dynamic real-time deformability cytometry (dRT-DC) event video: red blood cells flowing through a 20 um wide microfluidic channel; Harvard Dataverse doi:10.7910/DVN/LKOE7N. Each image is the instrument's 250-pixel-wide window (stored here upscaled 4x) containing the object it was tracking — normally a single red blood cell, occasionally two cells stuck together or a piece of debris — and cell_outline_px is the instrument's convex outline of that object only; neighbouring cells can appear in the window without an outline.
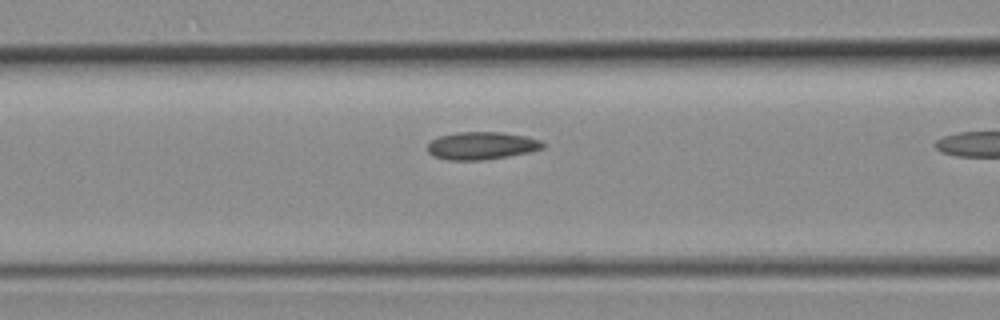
{"species": "common noctule bat (a hibernating species)", "species_latin": "Nyctalus noctula", "temperature_condition": "room temperature", "stored_images_in_passage": 6, "camera_frame_rate_fps": 3000, "um_per_image_px": 0.085, "animal": {"sex": "female", "body_mass_g": 19.3, "forearm_length_mm": 54.1}, "frame": {"image": 1, "passage_image": 5, "time_ms": 1.333, "image_size_px": [1000, 320], "cell_outline_px": [[544, 148], [528, 152], [508, 156], [484, 160], [448, 160], [432, 156], [428, 152], [428, 144], [432, 140], [440, 136], [460, 132], [500, 132], [524, 136], [540, 140], [544, 144]], "centroid_in_image_um": [40.92, 12.39], "position_along_channel_um": 125.7, "area_um2": 18.44}}